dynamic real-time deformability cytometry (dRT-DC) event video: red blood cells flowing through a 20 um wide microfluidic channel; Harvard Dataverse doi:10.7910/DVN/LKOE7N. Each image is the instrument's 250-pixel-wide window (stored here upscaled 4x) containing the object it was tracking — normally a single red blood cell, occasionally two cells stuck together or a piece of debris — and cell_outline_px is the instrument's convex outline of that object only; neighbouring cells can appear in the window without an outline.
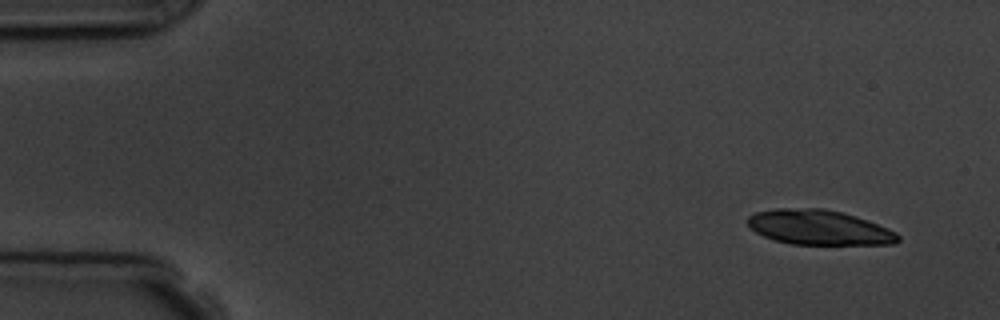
{"species": "common noctule bat (a hibernating species)", "species_latin": "Nyctalus noctula", "temperature_condition": "room temperature", "stored_images_in_passage": 3, "camera_frame_rate_fps": 3000, "um_per_image_px": 0.085, "animal": {"sex": "male", "body_mass_g": 19.5, "forearm_length_mm": 54.6}, "frame": {"image": 1, "passage_image": 1, "time_ms": 0.0, "image_size_px": [1000, 320], "cell_outline_px": [[900, 240], [896, 244], [792, 244], [776, 240], [764, 236], [756, 232], [748, 224], [748, 216], [756, 212], [776, 208], [824, 208], [856, 216], [868, 220], [888, 228], [896, 232], [900, 236]], "centroid_in_image_um": [69.65, 19.33], "position_along_channel_um": 15.4, "area_um2": 30.46}}